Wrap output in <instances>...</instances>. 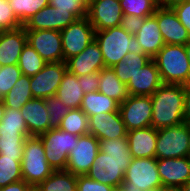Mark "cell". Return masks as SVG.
<instances>
[{
    "label": "cell",
    "instance_id": "21",
    "mask_svg": "<svg viewBox=\"0 0 190 191\" xmlns=\"http://www.w3.org/2000/svg\"><path fill=\"white\" fill-rule=\"evenodd\" d=\"M26 43L27 35L23 26L15 30L0 31V66L18 64Z\"/></svg>",
    "mask_w": 190,
    "mask_h": 191
},
{
    "label": "cell",
    "instance_id": "33",
    "mask_svg": "<svg viewBox=\"0 0 190 191\" xmlns=\"http://www.w3.org/2000/svg\"><path fill=\"white\" fill-rule=\"evenodd\" d=\"M46 64L30 44L26 43L24 45L17 64L23 75H36Z\"/></svg>",
    "mask_w": 190,
    "mask_h": 191
},
{
    "label": "cell",
    "instance_id": "16",
    "mask_svg": "<svg viewBox=\"0 0 190 191\" xmlns=\"http://www.w3.org/2000/svg\"><path fill=\"white\" fill-rule=\"evenodd\" d=\"M78 18L71 12L56 10L47 5L33 15L24 25L25 30H58L62 31Z\"/></svg>",
    "mask_w": 190,
    "mask_h": 191
},
{
    "label": "cell",
    "instance_id": "27",
    "mask_svg": "<svg viewBox=\"0 0 190 191\" xmlns=\"http://www.w3.org/2000/svg\"><path fill=\"white\" fill-rule=\"evenodd\" d=\"M80 109L87 117L98 113L119 111V103L99 91L84 94Z\"/></svg>",
    "mask_w": 190,
    "mask_h": 191
},
{
    "label": "cell",
    "instance_id": "15",
    "mask_svg": "<svg viewBox=\"0 0 190 191\" xmlns=\"http://www.w3.org/2000/svg\"><path fill=\"white\" fill-rule=\"evenodd\" d=\"M165 44L186 45L190 41L188 30L181 24L170 7H157L154 13Z\"/></svg>",
    "mask_w": 190,
    "mask_h": 191
},
{
    "label": "cell",
    "instance_id": "4",
    "mask_svg": "<svg viewBox=\"0 0 190 191\" xmlns=\"http://www.w3.org/2000/svg\"><path fill=\"white\" fill-rule=\"evenodd\" d=\"M153 60L163 84L190 83V65L184 45L165 44Z\"/></svg>",
    "mask_w": 190,
    "mask_h": 191
},
{
    "label": "cell",
    "instance_id": "23",
    "mask_svg": "<svg viewBox=\"0 0 190 191\" xmlns=\"http://www.w3.org/2000/svg\"><path fill=\"white\" fill-rule=\"evenodd\" d=\"M127 140L133 158H155L157 129L150 126L127 131Z\"/></svg>",
    "mask_w": 190,
    "mask_h": 191
},
{
    "label": "cell",
    "instance_id": "22",
    "mask_svg": "<svg viewBox=\"0 0 190 191\" xmlns=\"http://www.w3.org/2000/svg\"><path fill=\"white\" fill-rule=\"evenodd\" d=\"M20 111L30 136H39L49 130V114L45 99L32 98Z\"/></svg>",
    "mask_w": 190,
    "mask_h": 191
},
{
    "label": "cell",
    "instance_id": "8",
    "mask_svg": "<svg viewBox=\"0 0 190 191\" xmlns=\"http://www.w3.org/2000/svg\"><path fill=\"white\" fill-rule=\"evenodd\" d=\"M47 162L54 170H66L68 155L77 145L79 136L58 129L39 135Z\"/></svg>",
    "mask_w": 190,
    "mask_h": 191
},
{
    "label": "cell",
    "instance_id": "38",
    "mask_svg": "<svg viewBox=\"0 0 190 191\" xmlns=\"http://www.w3.org/2000/svg\"><path fill=\"white\" fill-rule=\"evenodd\" d=\"M45 102L49 114V130L60 128L62 119L71 109L65 106L56 95L46 98Z\"/></svg>",
    "mask_w": 190,
    "mask_h": 191
},
{
    "label": "cell",
    "instance_id": "49",
    "mask_svg": "<svg viewBox=\"0 0 190 191\" xmlns=\"http://www.w3.org/2000/svg\"><path fill=\"white\" fill-rule=\"evenodd\" d=\"M158 191H182L181 187L161 186Z\"/></svg>",
    "mask_w": 190,
    "mask_h": 191
},
{
    "label": "cell",
    "instance_id": "29",
    "mask_svg": "<svg viewBox=\"0 0 190 191\" xmlns=\"http://www.w3.org/2000/svg\"><path fill=\"white\" fill-rule=\"evenodd\" d=\"M36 188L38 191H77V175L67 170H54Z\"/></svg>",
    "mask_w": 190,
    "mask_h": 191
},
{
    "label": "cell",
    "instance_id": "45",
    "mask_svg": "<svg viewBox=\"0 0 190 191\" xmlns=\"http://www.w3.org/2000/svg\"><path fill=\"white\" fill-rule=\"evenodd\" d=\"M145 18L123 15L120 26L132 35H135L144 23Z\"/></svg>",
    "mask_w": 190,
    "mask_h": 191
},
{
    "label": "cell",
    "instance_id": "7",
    "mask_svg": "<svg viewBox=\"0 0 190 191\" xmlns=\"http://www.w3.org/2000/svg\"><path fill=\"white\" fill-rule=\"evenodd\" d=\"M190 143V124L184 122L176 126L157 129L155 158L186 157Z\"/></svg>",
    "mask_w": 190,
    "mask_h": 191
},
{
    "label": "cell",
    "instance_id": "20",
    "mask_svg": "<svg viewBox=\"0 0 190 191\" xmlns=\"http://www.w3.org/2000/svg\"><path fill=\"white\" fill-rule=\"evenodd\" d=\"M162 84L160 72L152 59L134 73L127 84V91L129 95L152 96Z\"/></svg>",
    "mask_w": 190,
    "mask_h": 191
},
{
    "label": "cell",
    "instance_id": "48",
    "mask_svg": "<svg viewBox=\"0 0 190 191\" xmlns=\"http://www.w3.org/2000/svg\"><path fill=\"white\" fill-rule=\"evenodd\" d=\"M184 0H160V7H172L178 3H181Z\"/></svg>",
    "mask_w": 190,
    "mask_h": 191
},
{
    "label": "cell",
    "instance_id": "28",
    "mask_svg": "<svg viewBox=\"0 0 190 191\" xmlns=\"http://www.w3.org/2000/svg\"><path fill=\"white\" fill-rule=\"evenodd\" d=\"M151 60L152 58L147 54L128 52L122 61L112 67V70L118 79L127 85L134 73L141 70Z\"/></svg>",
    "mask_w": 190,
    "mask_h": 191
},
{
    "label": "cell",
    "instance_id": "12",
    "mask_svg": "<svg viewBox=\"0 0 190 191\" xmlns=\"http://www.w3.org/2000/svg\"><path fill=\"white\" fill-rule=\"evenodd\" d=\"M30 44L46 63L63 62L62 37L58 30H26Z\"/></svg>",
    "mask_w": 190,
    "mask_h": 191
},
{
    "label": "cell",
    "instance_id": "17",
    "mask_svg": "<svg viewBox=\"0 0 190 191\" xmlns=\"http://www.w3.org/2000/svg\"><path fill=\"white\" fill-rule=\"evenodd\" d=\"M88 124L89 134L98 140L127 137V130L119 111L89 116Z\"/></svg>",
    "mask_w": 190,
    "mask_h": 191
},
{
    "label": "cell",
    "instance_id": "18",
    "mask_svg": "<svg viewBox=\"0 0 190 191\" xmlns=\"http://www.w3.org/2000/svg\"><path fill=\"white\" fill-rule=\"evenodd\" d=\"M67 71L78 76L100 72L105 67L97 41L94 39L81 53L65 61Z\"/></svg>",
    "mask_w": 190,
    "mask_h": 191
},
{
    "label": "cell",
    "instance_id": "53",
    "mask_svg": "<svg viewBox=\"0 0 190 191\" xmlns=\"http://www.w3.org/2000/svg\"><path fill=\"white\" fill-rule=\"evenodd\" d=\"M182 191H190V180L181 187Z\"/></svg>",
    "mask_w": 190,
    "mask_h": 191
},
{
    "label": "cell",
    "instance_id": "37",
    "mask_svg": "<svg viewBox=\"0 0 190 191\" xmlns=\"http://www.w3.org/2000/svg\"><path fill=\"white\" fill-rule=\"evenodd\" d=\"M123 15L146 18L154 15L157 6L151 0H119Z\"/></svg>",
    "mask_w": 190,
    "mask_h": 191
},
{
    "label": "cell",
    "instance_id": "50",
    "mask_svg": "<svg viewBox=\"0 0 190 191\" xmlns=\"http://www.w3.org/2000/svg\"><path fill=\"white\" fill-rule=\"evenodd\" d=\"M92 1L93 0H77L86 10H88Z\"/></svg>",
    "mask_w": 190,
    "mask_h": 191
},
{
    "label": "cell",
    "instance_id": "41",
    "mask_svg": "<svg viewBox=\"0 0 190 191\" xmlns=\"http://www.w3.org/2000/svg\"><path fill=\"white\" fill-rule=\"evenodd\" d=\"M49 5L55 7L56 10L71 12L78 19L87 16V10L77 0H49Z\"/></svg>",
    "mask_w": 190,
    "mask_h": 191
},
{
    "label": "cell",
    "instance_id": "32",
    "mask_svg": "<svg viewBox=\"0 0 190 191\" xmlns=\"http://www.w3.org/2000/svg\"><path fill=\"white\" fill-rule=\"evenodd\" d=\"M60 129L77 136L89 134L87 115L79 109H71L62 119Z\"/></svg>",
    "mask_w": 190,
    "mask_h": 191
},
{
    "label": "cell",
    "instance_id": "31",
    "mask_svg": "<svg viewBox=\"0 0 190 191\" xmlns=\"http://www.w3.org/2000/svg\"><path fill=\"white\" fill-rule=\"evenodd\" d=\"M0 135H29L25 119L20 110L5 109L0 122Z\"/></svg>",
    "mask_w": 190,
    "mask_h": 191
},
{
    "label": "cell",
    "instance_id": "43",
    "mask_svg": "<svg viewBox=\"0 0 190 191\" xmlns=\"http://www.w3.org/2000/svg\"><path fill=\"white\" fill-rule=\"evenodd\" d=\"M77 80L83 89V93L98 91L100 82V72L88 73L87 75L78 76Z\"/></svg>",
    "mask_w": 190,
    "mask_h": 191
},
{
    "label": "cell",
    "instance_id": "44",
    "mask_svg": "<svg viewBox=\"0 0 190 191\" xmlns=\"http://www.w3.org/2000/svg\"><path fill=\"white\" fill-rule=\"evenodd\" d=\"M171 8L190 35V0H184L181 3L173 5Z\"/></svg>",
    "mask_w": 190,
    "mask_h": 191
},
{
    "label": "cell",
    "instance_id": "19",
    "mask_svg": "<svg viewBox=\"0 0 190 191\" xmlns=\"http://www.w3.org/2000/svg\"><path fill=\"white\" fill-rule=\"evenodd\" d=\"M157 170L163 186L182 187L190 180L187 157L157 159Z\"/></svg>",
    "mask_w": 190,
    "mask_h": 191
},
{
    "label": "cell",
    "instance_id": "26",
    "mask_svg": "<svg viewBox=\"0 0 190 191\" xmlns=\"http://www.w3.org/2000/svg\"><path fill=\"white\" fill-rule=\"evenodd\" d=\"M98 91L109 98L114 99L119 104L129 96L127 85L121 82L112 68H103L100 71V82Z\"/></svg>",
    "mask_w": 190,
    "mask_h": 191
},
{
    "label": "cell",
    "instance_id": "3",
    "mask_svg": "<svg viewBox=\"0 0 190 191\" xmlns=\"http://www.w3.org/2000/svg\"><path fill=\"white\" fill-rule=\"evenodd\" d=\"M94 39L100 47L107 68H112L122 61L128 52L145 54L135 36L121 26L95 31Z\"/></svg>",
    "mask_w": 190,
    "mask_h": 191
},
{
    "label": "cell",
    "instance_id": "52",
    "mask_svg": "<svg viewBox=\"0 0 190 191\" xmlns=\"http://www.w3.org/2000/svg\"><path fill=\"white\" fill-rule=\"evenodd\" d=\"M186 54H187V58L189 61V65H190V41L184 46Z\"/></svg>",
    "mask_w": 190,
    "mask_h": 191
},
{
    "label": "cell",
    "instance_id": "54",
    "mask_svg": "<svg viewBox=\"0 0 190 191\" xmlns=\"http://www.w3.org/2000/svg\"><path fill=\"white\" fill-rule=\"evenodd\" d=\"M157 7H160V0H151Z\"/></svg>",
    "mask_w": 190,
    "mask_h": 191
},
{
    "label": "cell",
    "instance_id": "10",
    "mask_svg": "<svg viewBox=\"0 0 190 191\" xmlns=\"http://www.w3.org/2000/svg\"><path fill=\"white\" fill-rule=\"evenodd\" d=\"M63 62L81 53L95 38L94 27L87 17L77 19L62 31Z\"/></svg>",
    "mask_w": 190,
    "mask_h": 191
},
{
    "label": "cell",
    "instance_id": "24",
    "mask_svg": "<svg viewBox=\"0 0 190 191\" xmlns=\"http://www.w3.org/2000/svg\"><path fill=\"white\" fill-rule=\"evenodd\" d=\"M134 36L143 52L152 59L165 45L154 15L145 18L141 29Z\"/></svg>",
    "mask_w": 190,
    "mask_h": 191
},
{
    "label": "cell",
    "instance_id": "40",
    "mask_svg": "<svg viewBox=\"0 0 190 191\" xmlns=\"http://www.w3.org/2000/svg\"><path fill=\"white\" fill-rule=\"evenodd\" d=\"M23 25L14 15L8 0H0V31L15 30Z\"/></svg>",
    "mask_w": 190,
    "mask_h": 191
},
{
    "label": "cell",
    "instance_id": "36",
    "mask_svg": "<svg viewBox=\"0 0 190 191\" xmlns=\"http://www.w3.org/2000/svg\"><path fill=\"white\" fill-rule=\"evenodd\" d=\"M30 135H0V155L22 158L24 142Z\"/></svg>",
    "mask_w": 190,
    "mask_h": 191
},
{
    "label": "cell",
    "instance_id": "42",
    "mask_svg": "<svg viewBox=\"0 0 190 191\" xmlns=\"http://www.w3.org/2000/svg\"><path fill=\"white\" fill-rule=\"evenodd\" d=\"M77 191H116V188L92 180L87 175H77Z\"/></svg>",
    "mask_w": 190,
    "mask_h": 191
},
{
    "label": "cell",
    "instance_id": "13",
    "mask_svg": "<svg viewBox=\"0 0 190 191\" xmlns=\"http://www.w3.org/2000/svg\"><path fill=\"white\" fill-rule=\"evenodd\" d=\"M99 152V140L92 134L79 136L77 145L70 151L66 170L74 175H86Z\"/></svg>",
    "mask_w": 190,
    "mask_h": 191
},
{
    "label": "cell",
    "instance_id": "55",
    "mask_svg": "<svg viewBox=\"0 0 190 191\" xmlns=\"http://www.w3.org/2000/svg\"><path fill=\"white\" fill-rule=\"evenodd\" d=\"M187 159L190 161V143H189V150H188V154H187Z\"/></svg>",
    "mask_w": 190,
    "mask_h": 191
},
{
    "label": "cell",
    "instance_id": "56",
    "mask_svg": "<svg viewBox=\"0 0 190 191\" xmlns=\"http://www.w3.org/2000/svg\"><path fill=\"white\" fill-rule=\"evenodd\" d=\"M31 191H38V189L36 187H34Z\"/></svg>",
    "mask_w": 190,
    "mask_h": 191
},
{
    "label": "cell",
    "instance_id": "35",
    "mask_svg": "<svg viewBox=\"0 0 190 191\" xmlns=\"http://www.w3.org/2000/svg\"><path fill=\"white\" fill-rule=\"evenodd\" d=\"M21 161L22 158H9L0 155V188L23 180Z\"/></svg>",
    "mask_w": 190,
    "mask_h": 191
},
{
    "label": "cell",
    "instance_id": "2",
    "mask_svg": "<svg viewBox=\"0 0 190 191\" xmlns=\"http://www.w3.org/2000/svg\"><path fill=\"white\" fill-rule=\"evenodd\" d=\"M152 120L154 129L183 124L184 85L162 84L151 96Z\"/></svg>",
    "mask_w": 190,
    "mask_h": 191
},
{
    "label": "cell",
    "instance_id": "51",
    "mask_svg": "<svg viewBox=\"0 0 190 191\" xmlns=\"http://www.w3.org/2000/svg\"><path fill=\"white\" fill-rule=\"evenodd\" d=\"M5 109H6V107L4 105L3 100H0V122L4 116Z\"/></svg>",
    "mask_w": 190,
    "mask_h": 191
},
{
    "label": "cell",
    "instance_id": "46",
    "mask_svg": "<svg viewBox=\"0 0 190 191\" xmlns=\"http://www.w3.org/2000/svg\"><path fill=\"white\" fill-rule=\"evenodd\" d=\"M33 188L34 187L32 185H29L24 180H21L0 188V191H31Z\"/></svg>",
    "mask_w": 190,
    "mask_h": 191
},
{
    "label": "cell",
    "instance_id": "9",
    "mask_svg": "<svg viewBox=\"0 0 190 191\" xmlns=\"http://www.w3.org/2000/svg\"><path fill=\"white\" fill-rule=\"evenodd\" d=\"M119 112L127 131L151 126V96L129 95L119 104Z\"/></svg>",
    "mask_w": 190,
    "mask_h": 191
},
{
    "label": "cell",
    "instance_id": "39",
    "mask_svg": "<svg viewBox=\"0 0 190 191\" xmlns=\"http://www.w3.org/2000/svg\"><path fill=\"white\" fill-rule=\"evenodd\" d=\"M17 64L0 66V96L3 98L22 76Z\"/></svg>",
    "mask_w": 190,
    "mask_h": 191
},
{
    "label": "cell",
    "instance_id": "1",
    "mask_svg": "<svg viewBox=\"0 0 190 191\" xmlns=\"http://www.w3.org/2000/svg\"><path fill=\"white\" fill-rule=\"evenodd\" d=\"M132 159L127 137L99 140V152L86 175L102 184L120 188Z\"/></svg>",
    "mask_w": 190,
    "mask_h": 191
},
{
    "label": "cell",
    "instance_id": "47",
    "mask_svg": "<svg viewBox=\"0 0 190 191\" xmlns=\"http://www.w3.org/2000/svg\"><path fill=\"white\" fill-rule=\"evenodd\" d=\"M184 120L190 124V83L184 85Z\"/></svg>",
    "mask_w": 190,
    "mask_h": 191
},
{
    "label": "cell",
    "instance_id": "5",
    "mask_svg": "<svg viewBox=\"0 0 190 191\" xmlns=\"http://www.w3.org/2000/svg\"><path fill=\"white\" fill-rule=\"evenodd\" d=\"M54 169L45 156L42 140L39 136H29L24 142L21 161L22 178L33 187L38 186L48 178Z\"/></svg>",
    "mask_w": 190,
    "mask_h": 191
},
{
    "label": "cell",
    "instance_id": "30",
    "mask_svg": "<svg viewBox=\"0 0 190 191\" xmlns=\"http://www.w3.org/2000/svg\"><path fill=\"white\" fill-rule=\"evenodd\" d=\"M30 76L22 75L13 88L2 98L6 108L20 110L27 101L33 98L30 89Z\"/></svg>",
    "mask_w": 190,
    "mask_h": 191
},
{
    "label": "cell",
    "instance_id": "6",
    "mask_svg": "<svg viewBox=\"0 0 190 191\" xmlns=\"http://www.w3.org/2000/svg\"><path fill=\"white\" fill-rule=\"evenodd\" d=\"M162 185L157 170V158H133L125 171L122 191H147Z\"/></svg>",
    "mask_w": 190,
    "mask_h": 191
},
{
    "label": "cell",
    "instance_id": "34",
    "mask_svg": "<svg viewBox=\"0 0 190 191\" xmlns=\"http://www.w3.org/2000/svg\"><path fill=\"white\" fill-rule=\"evenodd\" d=\"M19 22L24 25L33 15L49 5V0H8Z\"/></svg>",
    "mask_w": 190,
    "mask_h": 191
},
{
    "label": "cell",
    "instance_id": "25",
    "mask_svg": "<svg viewBox=\"0 0 190 191\" xmlns=\"http://www.w3.org/2000/svg\"><path fill=\"white\" fill-rule=\"evenodd\" d=\"M56 96L70 109H79L84 93L77 80V76L66 71L63 75L62 82L57 89Z\"/></svg>",
    "mask_w": 190,
    "mask_h": 191
},
{
    "label": "cell",
    "instance_id": "14",
    "mask_svg": "<svg viewBox=\"0 0 190 191\" xmlns=\"http://www.w3.org/2000/svg\"><path fill=\"white\" fill-rule=\"evenodd\" d=\"M95 31L120 26L123 11L119 0H93L86 16Z\"/></svg>",
    "mask_w": 190,
    "mask_h": 191
},
{
    "label": "cell",
    "instance_id": "11",
    "mask_svg": "<svg viewBox=\"0 0 190 191\" xmlns=\"http://www.w3.org/2000/svg\"><path fill=\"white\" fill-rule=\"evenodd\" d=\"M67 71L65 62L47 63L36 75L30 76L33 98L46 99L55 96Z\"/></svg>",
    "mask_w": 190,
    "mask_h": 191
}]
</instances>
